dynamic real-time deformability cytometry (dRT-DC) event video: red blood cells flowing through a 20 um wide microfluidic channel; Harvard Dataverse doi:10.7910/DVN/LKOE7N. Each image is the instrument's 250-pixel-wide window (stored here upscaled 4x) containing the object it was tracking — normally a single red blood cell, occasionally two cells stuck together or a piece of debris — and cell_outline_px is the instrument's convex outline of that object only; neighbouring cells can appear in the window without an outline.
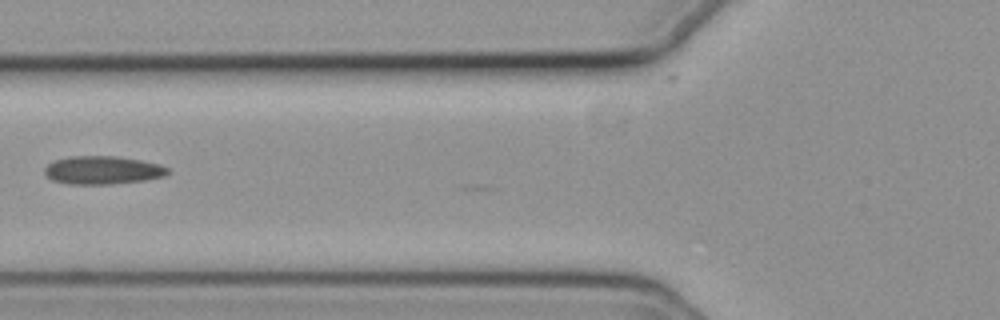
{"species": "common noctule bat (a hibernating species)", "species_latin": "Nyctalus noctula", "temperature_condition": "cold", "stored_images_in_passage": 21, "camera_frame_rate_fps": 3000, "um_per_image_px": 0.085, "animal": {"sex": "female", "body_mass_g": 19.3, "forearm_length_mm": 54.1}, "frame": {"image": 1, "passage_image": 2, "time_ms": 0.333, "image_size_px": [1000, 320], "cell_outline_px": [[168, 172], [164, 176], [144, 180], [112, 184], [68, 184], [52, 180], [44, 172], [44, 168], [52, 160], [68, 156], [116, 156], [140, 160], [160, 164], [168, 168]], "centroid_in_image_um": [8.68, 14.45], "position_along_channel_um": 117.1, "area_um2": 20.29}}
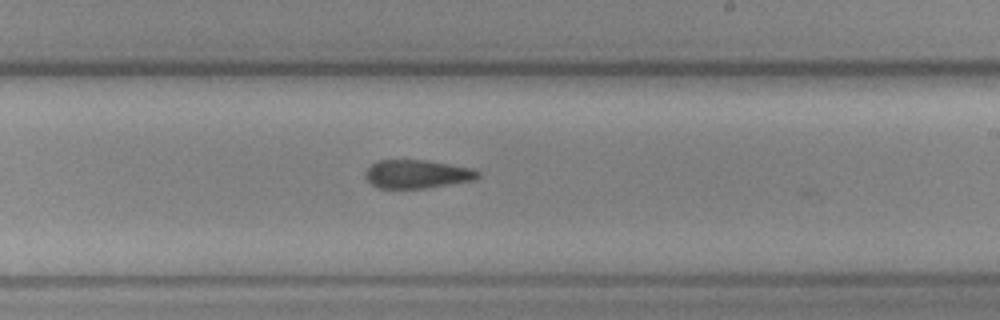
{"frame": {"image": 2, "passage_image": 13, "time_ms": 4.0, "image_size_px": [1000, 320], "cell_outline_px": [[480, 176], [476, 180], [424, 188], [376, 188], [364, 176], [364, 172], [376, 160], [428, 160], [472, 168], [480, 172]], "centroid_in_image_um": [35.46, 14.79], "position_along_channel_um": 253.5, "area_um2": 18.79}}
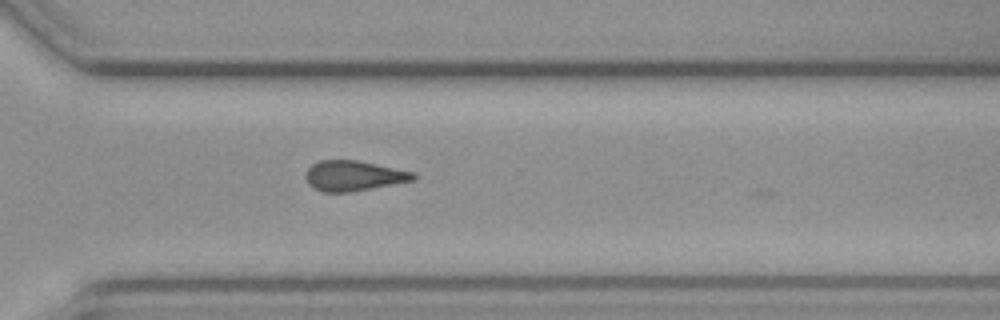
{"frame": {"image": 3, "passage_image": 20, "time_ms": 6.333, "image_size_px": [1000, 320], "cell_outline_px": [[416, 180], [352, 192], [320, 192], [312, 188], [308, 184], [304, 176], [308, 168], [312, 164], [320, 160], [356, 160], [416, 172]], "centroid_in_image_um": [30.05, 14.95], "position_along_channel_um": 340.5, "area_um2": 19.25}}